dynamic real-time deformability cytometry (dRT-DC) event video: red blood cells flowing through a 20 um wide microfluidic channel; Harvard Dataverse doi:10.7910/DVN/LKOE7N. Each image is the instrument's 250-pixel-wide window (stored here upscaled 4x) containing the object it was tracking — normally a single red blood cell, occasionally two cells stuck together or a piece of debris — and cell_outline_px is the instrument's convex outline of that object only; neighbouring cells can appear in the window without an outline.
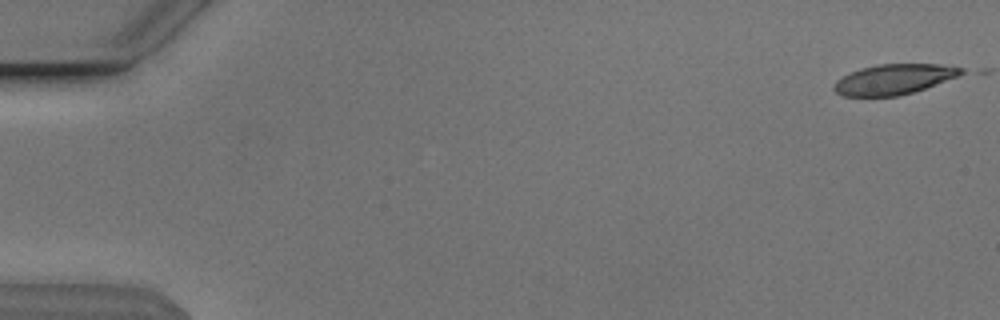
{"species": "Egyptian fruit bat (a non-hibernating species)", "species_latin": "Rousettus aegyptiacus", "temperature_condition": "cold", "stored_images_in_passage": 3, "camera_frame_rate_fps": 3000, "um_per_image_px": 0.085, "animal": {"sex": "male"}, "frame": {"image": 1, "passage_image": 1, "time_ms": 0.0, "image_size_px": [1000, 320], "cell_outline_px": [[964, 72], [956, 76], [924, 88], [912, 92], [896, 96], [844, 96], [836, 92], [832, 88], [836, 80], [860, 68], [876, 64], [940, 64], [964, 68]], "centroid_in_image_um": [75.94, 6.73], "position_along_channel_um": 9.1, "area_um2": 22.08}}